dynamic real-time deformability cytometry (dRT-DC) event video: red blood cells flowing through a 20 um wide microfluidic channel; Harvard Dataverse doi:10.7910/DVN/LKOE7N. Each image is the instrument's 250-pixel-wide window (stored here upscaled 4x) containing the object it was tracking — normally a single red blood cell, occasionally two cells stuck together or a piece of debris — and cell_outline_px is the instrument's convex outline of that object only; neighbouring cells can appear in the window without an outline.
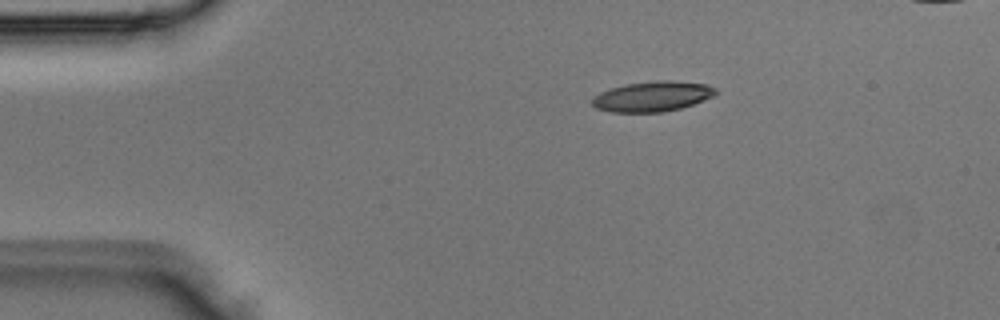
{"species": "Egyptian fruit bat (a non-hibernating species)", "species_latin": "Rousettus aegyptiacus", "temperature_condition": "room temperature", "stored_images_in_passage": 3, "camera_frame_rate_fps": 3000, "um_per_image_px": 0.085, "animal": {"sex": "male"}, "frame": {"image": 1, "passage_image": 2, "time_ms": 0.333, "image_size_px": [1000, 320], "cell_outline_px": [[716, 92], [712, 96], [692, 104], [680, 108], [664, 112], [612, 112], [596, 108], [592, 104], [592, 96], [600, 92], [624, 84], [656, 80], [672, 80], [708, 84], [716, 88]], "centroid_in_image_um": [55.43, 8.18], "position_along_channel_um": 29.6, "area_um2": 21.73}}